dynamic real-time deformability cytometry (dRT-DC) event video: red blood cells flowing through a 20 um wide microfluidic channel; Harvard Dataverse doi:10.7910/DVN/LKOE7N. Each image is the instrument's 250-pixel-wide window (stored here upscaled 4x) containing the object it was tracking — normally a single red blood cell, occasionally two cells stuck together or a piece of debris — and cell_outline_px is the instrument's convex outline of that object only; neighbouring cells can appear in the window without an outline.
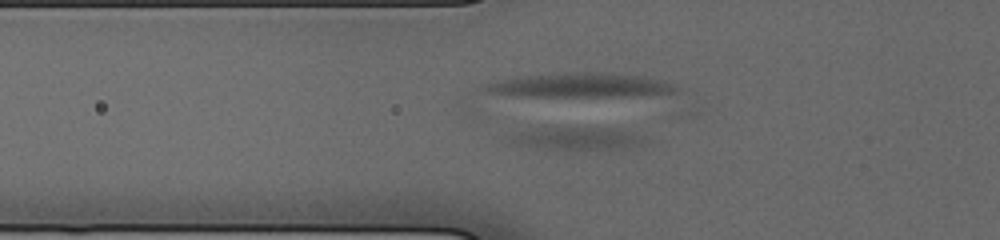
{"species": "human", "species_latin": "Homo sapiens", "temperature_condition": "cold", "stored_images_in_passage": 34, "camera_frame_rate_fps": 3000, "um_per_image_px": 0.085, "donor": {"sex": "male"}, "frame": {"image": 1, "passage_image": 6, "time_ms": 1.667, "image_size_px": [1000, 240], "cell_outline_px": [[652, 140], [640, 144], [616, 148], [572, 152], [536, 148], [500, 140], [504, 136], [512, 132], [552, 124], [612, 128], [632, 132]], "centroid_in_image_um": [48.81, 11.73], "position_along_channel_um": 77.0, "area_um2": 20.0}}